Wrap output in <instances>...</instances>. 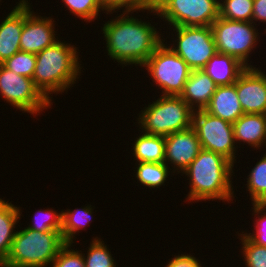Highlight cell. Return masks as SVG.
<instances>
[{"instance_id":"cell-13","label":"cell","mask_w":266,"mask_h":267,"mask_svg":"<svg viewBox=\"0 0 266 267\" xmlns=\"http://www.w3.org/2000/svg\"><path fill=\"white\" fill-rule=\"evenodd\" d=\"M237 96L245 114L266 115V75L247 67L236 81Z\"/></svg>"},{"instance_id":"cell-1","label":"cell","mask_w":266,"mask_h":267,"mask_svg":"<svg viewBox=\"0 0 266 267\" xmlns=\"http://www.w3.org/2000/svg\"><path fill=\"white\" fill-rule=\"evenodd\" d=\"M104 24L108 55L120 64L144 65L153 52L163 43L156 28L127 15Z\"/></svg>"},{"instance_id":"cell-32","label":"cell","mask_w":266,"mask_h":267,"mask_svg":"<svg viewBox=\"0 0 266 267\" xmlns=\"http://www.w3.org/2000/svg\"><path fill=\"white\" fill-rule=\"evenodd\" d=\"M103 8L106 12H112V10L126 8L124 12H134L136 10H149L153 7V0H100Z\"/></svg>"},{"instance_id":"cell-33","label":"cell","mask_w":266,"mask_h":267,"mask_svg":"<svg viewBox=\"0 0 266 267\" xmlns=\"http://www.w3.org/2000/svg\"><path fill=\"white\" fill-rule=\"evenodd\" d=\"M253 209L256 214H261L263 211H266V207L263 204H253ZM264 215L259 217L256 223V233L245 234L253 243L256 245L266 246V212H263Z\"/></svg>"},{"instance_id":"cell-11","label":"cell","mask_w":266,"mask_h":267,"mask_svg":"<svg viewBox=\"0 0 266 267\" xmlns=\"http://www.w3.org/2000/svg\"><path fill=\"white\" fill-rule=\"evenodd\" d=\"M0 95L13 107L32 114L51 104L35 87L32 78L18 75L3 64H0Z\"/></svg>"},{"instance_id":"cell-29","label":"cell","mask_w":266,"mask_h":267,"mask_svg":"<svg viewBox=\"0 0 266 267\" xmlns=\"http://www.w3.org/2000/svg\"><path fill=\"white\" fill-rule=\"evenodd\" d=\"M243 257L247 267H266V246L256 245L245 234H241Z\"/></svg>"},{"instance_id":"cell-30","label":"cell","mask_w":266,"mask_h":267,"mask_svg":"<svg viewBox=\"0 0 266 267\" xmlns=\"http://www.w3.org/2000/svg\"><path fill=\"white\" fill-rule=\"evenodd\" d=\"M39 214L36 216H41V218H34L35 223L32 225H29V227L32 230L39 231V232H45V231H61L62 227V212L57 213L54 211H51V209L47 210H39ZM45 213V214H44ZM40 220V221H39Z\"/></svg>"},{"instance_id":"cell-28","label":"cell","mask_w":266,"mask_h":267,"mask_svg":"<svg viewBox=\"0 0 266 267\" xmlns=\"http://www.w3.org/2000/svg\"><path fill=\"white\" fill-rule=\"evenodd\" d=\"M69 8L71 13L83 18V20L92 21L95 19L100 12L103 10V6L100 0H62Z\"/></svg>"},{"instance_id":"cell-14","label":"cell","mask_w":266,"mask_h":267,"mask_svg":"<svg viewBox=\"0 0 266 267\" xmlns=\"http://www.w3.org/2000/svg\"><path fill=\"white\" fill-rule=\"evenodd\" d=\"M201 149L200 141L192 127L172 133L165 136V164L168 166V162H171L177 167L176 170L179 168V171L184 173Z\"/></svg>"},{"instance_id":"cell-35","label":"cell","mask_w":266,"mask_h":267,"mask_svg":"<svg viewBox=\"0 0 266 267\" xmlns=\"http://www.w3.org/2000/svg\"><path fill=\"white\" fill-rule=\"evenodd\" d=\"M253 20L266 22V0H254L252 21Z\"/></svg>"},{"instance_id":"cell-12","label":"cell","mask_w":266,"mask_h":267,"mask_svg":"<svg viewBox=\"0 0 266 267\" xmlns=\"http://www.w3.org/2000/svg\"><path fill=\"white\" fill-rule=\"evenodd\" d=\"M28 1L23 0V28L20 51L37 54L56 41L52 18L36 17L30 11Z\"/></svg>"},{"instance_id":"cell-18","label":"cell","mask_w":266,"mask_h":267,"mask_svg":"<svg viewBox=\"0 0 266 267\" xmlns=\"http://www.w3.org/2000/svg\"><path fill=\"white\" fill-rule=\"evenodd\" d=\"M247 67L227 54L216 53L202 69L217 86L234 84Z\"/></svg>"},{"instance_id":"cell-7","label":"cell","mask_w":266,"mask_h":267,"mask_svg":"<svg viewBox=\"0 0 266 267\" xmlns=\"http://www.w3.org/2000/svg\"><path fill=\"white\" fill-rule=\"evenodd\" d=\"M161 88L163 96H180L189 78L188 64L162 43L143 65Z\"/></svg>"},{"instance_id":"cell-21","label":"cell","mask_w":266,"mask_h":267,"mask_svg":"<svg viewBox=\"0 0 266 267\" xmlns=\"http://www.w3.org/2000/svg\"><path fill=\"white\" fill-rule=\"evenodd\" d=\"M133 149L138 162L165 163V136L143 133Z\"/></svg>"},{"instance_id":"cell-10","label":"cell","mask_w":266,"mask_h":267,"mask_svg":"<svg viewBox=\"0 0 266 267\" xmlns=\"http://www.w3.org/2000/svg\"><path fill=\"white\" fill-rule=\"evenodd\" d=\"M177 47L169 48L178 54L191 70H202L217 53L211 26H176Z\"/></svg>"},{"instance_id":"cell-34","label":"cell","mask_w":266,"mask_h":267,"mask_svg":"<svg viewBox=\"0 0 266 267\" xmlns=\"http://www.w3.org/2000/svg\"><path fill=\"white\" fill-rule=\"evenodd\" d=\"M166 267H201V264L195 257L181 254L172 258Z\"/></svg>"},{"instance_id":"cell-9","label":"cell","mask_w":266,"mask_h":267,"mask_svg":"<svg viewBox=\"0 0 266 267\" xmlns=\"http://www.w3.org/2000/svg\"><path fill=\"white\" fill-rule=\"evenodd\" d=\"M192 128L202 149L221 154L234 164L235 138L232 123L210 115L205 110H197L193 113Z\"/></svg>"},{"instance_id":"cell-20","label":"cell","mask_w":266,"mask_h":267,"mask_svg":"<svg viewBox=\"0 0 266 267\" xmlns=\"http://www.w3.org/2000/svg\"><path fill=\"white\" fill-rule=\"evenodd\" d=\"M20 213L19 207L0 199V267L6 263L16 233L13 229Z\"/></svg>"},{"instance_id":"cell-6","label":"cell","mask_w":266,"mask_h":267,"mask_svg":"<svg viewBox=\"0 0 266 267\" xmlns=\"http://www.w3.org/2000/svg\"><path fill=\"white\" fill-rule=\"evenodd\" d=\"M220 0H153L151 12L176 26H211L219 17Z\"/></svg>"},{"instance_id":"cell-15","label":"cell","mask_w":266,"mask_h":267,"mask_svg":"<svg viewBox=\"0 0 266 267\" xmlns=\"http://www.w3.org/2000/svg\"><path fill=\"white\" fill-rule=\"evenodd\" d=\"M23 28V0L0 24V64L20 51Z\"/></svg>"},{"instance_id":"cell-2","label":"cell","mask_w":266,"mask_h":267,"mask_svg":"<svg viewBox=\"0 0 266 267\" xmlns=\"http://www.w3.org/2000/svg\"><path fill=\"white\" fill-rule=\"evenodd\" d=\"M233 165L223 155L201 149L184 171L191 180L188 200L218 199L229 202L233 196L230 181Z\"/></svg>"},{"instance_id":"cell-23","label":"cell","mask_w":266,"mask_h":267,"mask_svg":"<svg viewBox=\"0 0 266 267\" xmlns=\"http://www.w3.org/2000/svg\"><path fill=\"white\" fill-rule=\"evenodd\" d=\"M246 185L253 204H263L266 201V154L251 170Z\"/></svg>"},{"instance_id":"cell-8","label":"cell","mask_w":266,"mask_h":267,"mask_svg":"<svg viewBox=\"0 0 266 267\" xmlns=\"http://www.w3.org/2000/svg\"><path fill=\"white\" fill-rule=\"evenodd\" d=\"M252 23L218 17L211 24L217 52L235 57L246 67H253L247 63L258 36Z\"/></svg>"},{"instance_id":"cell-24","label":"cell","mask_w":266,"mask_h":267,"mask_svg":"<svg viewBox=\"0 0 266 267\" xmlns=\"http://www.w3.org/2000/svg\"><path fill=\"white\" fill-rule=\"evenodd\" d=\"M169 168L165 163L139 162L136 177L141 184L158 188L165 182Z\"/></svg>"},{"instance_id":"cell-4","label":"cell","mask_w":266,"mask_h":267,"mask_svg":"<svg viewBox=\"0 0 266 267\" xmlns=\"http://www.w3.org/2000/svg\"><path fill=\"white\" fill-rule=\"evenodd\" d=\"M66 244L61 231H17L3 267H45L52 264Z\"/></svg>"},{"instance_id":"cell-27","label":"cell","mask_w":266,"mask_h":267,"mask_svg":"<svg viewBox=\"0 0 266 267\" xmlns=\"http://www.w3.org/2000/svg\"><path fill=\"white\" fill-rule=\"evenodd\" d=\"M90 244L87 258L85 259V267H116L111 252L104 246L101 239H94Z\"/></svg>"},{"instance_id":"cell-25","label":"cell","mask_w":266,"mask_h":267,"mask_svg":"<svg viewBox=\"0 0 266 267\" xmlns=\"http://www.w3.org/2000/svg\"><path fill=\"white\" fill-rule=\"evenodd\" d=\"M220 2L219 17L233 21L252 22L254 0H225Z\"/></svg>"},{"instance_id":"cell-26","label":"cell","mask_w":266,"mask_h":267,"mask_svg":"<svg viewBox=\"0 0 266 267\" xmlns=\"http://www.w3.org/2000/svg\"><path fill=\"white\" fill-rule=\"evenodd\" d=\"M2 64L18 75L33 78L36 66V54L19 51Z\"/></svg>"},{"instance_id":"cell-22","label":"cell","mask_w":266,"mask_h":267,"mask_svg":"<svg viewBox=\"0 0 266 267\" xmlns=\"http://www.w3.org/2000/svg\"><path fill=\"white\" fill-rule=\"evenodd\" d=\"M92 207L86 206L84 208L77 209L75 211L68 210L62 211V227L61 234L66 243H73V236L81 228L86 227L85 224L90 222V216L92 213Z\"/></svg>"},{"instance_id":"cell-19","label":"cell","mask_w":266,"mask_h":267,"mask_svg":"<svg viewBox=\"0 0 266 267\" xmlns=\"http://www.w3.org/2000/svg\"><path fill=\"white\" fill-rule=\"evenodd\" d=\"M235 141H243L252 147L266 144V115L243 114L233 124Z\"/></svg>"},{"instance_id":"cell-5","label":"cell","mask_w":266,"mask_h":267,"mask_svg":"<svg viewBox=\"0 0 266 267\" xmlns=\"http://www.w3.org/2000/svg\"><path fill=\"white\" fill-rule=\"evenodd\" d=\"M160 97L139 116L144 133L168 136L192 127L194 110L180 96Z\"/></svg>"},{"instance_id":"cell-16","label":"cell","mask_w":266,"mask_h":267,"mask_svg":"<svg viewBox=\"0 0 266 267\" xmlns=\"http://www.w3.org/2000/svg\"><path fill=\"white\" fill-rule=\"evenodd\" d=\"M217 85L203 70H191L180 97L194 110H204L211 101ZM197 103V105H195Z\"/></svg>"},{"instance_id":"cell-17","label":"cell","mask_w":266,"mask_h":267,"mask_svg":"<svg viewBox=\"0 0 266 267\" xmlns=\"http://www.w3.org/2000/svg\"><path fill=\"white\" fill-rule=\"evenodd\" d=\"M204 110L210 115L233 124L244 114L237 96L236 82L231 85L217 86L210 103Z\"/></svg>"},{"instance_id":"cell-31","label":"cell","mask_w":266,"mask_h":267,"mask_svg":"<svg viewBox=\"0 0 266 267\" xmlns=\"http://www.w3.org/2000/svg\"><path fill=\"white\" fill-rule=\"evenodd\" d=\"M71 244L66 243L52 262V267H85L84 255L70 250Z\"/></svg>"},{"instance_id":"cell-3","label":"cell","mask_w":266,"mask_h":267,"mask_svg":"<svg viewBox=\"0 0 266 267\" xmlns=\"http://www.w3.org/2000/svg\"><path fill=\"white\" fill-rule=\"evenodd\" d=\"M76 47L56 41L36 54L35 87L51 102V92H63L76 81L80 66ZM75 80V81H74Z\"/></svg>"}]
</instances>
